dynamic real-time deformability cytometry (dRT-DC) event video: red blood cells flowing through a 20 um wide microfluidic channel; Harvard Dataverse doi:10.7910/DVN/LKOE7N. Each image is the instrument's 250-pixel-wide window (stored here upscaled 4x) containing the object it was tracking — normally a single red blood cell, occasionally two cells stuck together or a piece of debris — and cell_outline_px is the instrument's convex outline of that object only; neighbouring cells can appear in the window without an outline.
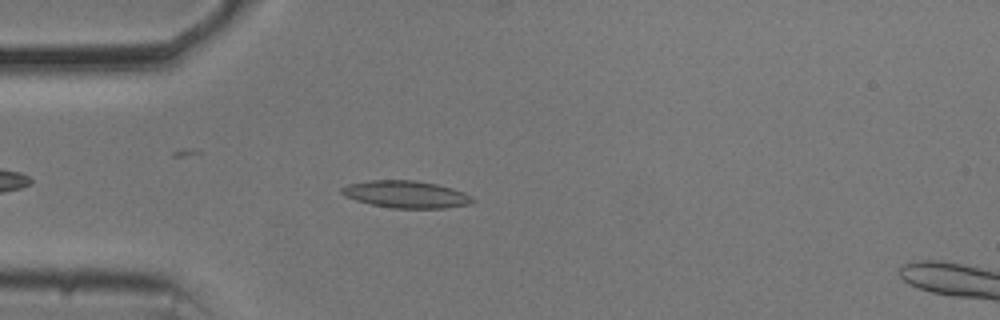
{"species": "common noctule bat (a hibernating species)", "species_latin": "Nyctalus noctula", "temperature_condition": "cold", "stored_images_in_passage": 45, "camera_frame_rate_fps": 3000, "um_per_image_px": 0.085, "animal": {"sex": "male", "body_mass_g": 20.5, "forearm_length_mm": 52.5}, "frame": {"image": 1, "passage_image": 8, "time_ms": 2.333, "image_size_px": [1000, 320], "cell_outline_px": [[476, 200], [472, 204], [444, 208], [392, 208], [372, 204], [356, 200], [344, 196], [340, 192], [340, 188], [348, 184], [368, 180], [416, 180], [436, 184], [452, 188], [464, 192], [472, 196]], "centroid_in_image_um": [34.53, 16.51], "position_along_channel_um": 50.5, "area_um2": 20.87}}
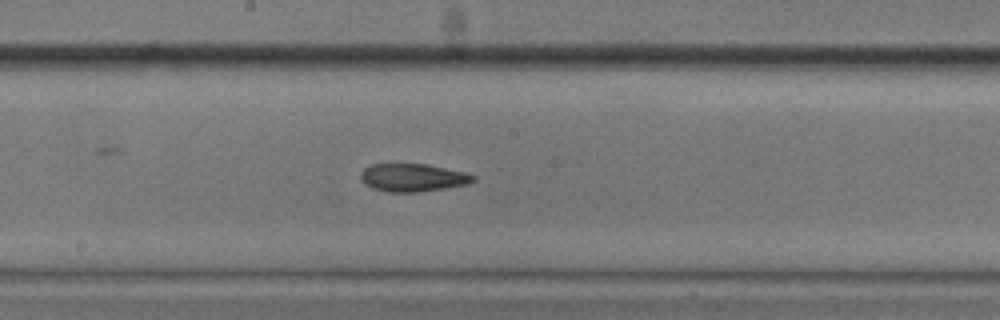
{"frame": {"image": 2, "passage_image": 22, "time_ms": 7.0, "image_size_px": [1000, 320], "cell_outline_px": [[476, 180], [468, 184], [448, 188], [420, 192], [388, 192], [372, 188], [364, 184], [360, 180], [360, 172], [368, 164], [424, 164], [464, 172], [476, 176]], "centroid_in_image_um": [35.06, 15.1], "position_along_channel_um": 213.1, "area_um2": 18.5}}
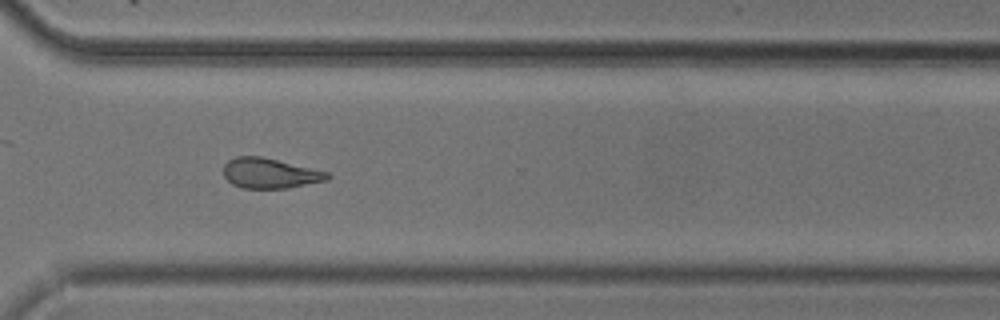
{"frame": {"image": 3, "passage_image": 33, "time_ms": 10.667, "image_size_px": [1000, 320], "cell_outline_px": [[332, 176], [328, 180], [288, 188], [244, 188], [232, 184], [224, 176], [224, 164], [228, 160], [236, 156], [260, 156], [328, 172]], "centroid_in_image_um": [22.94, 14.73], "position_along_channel_um": 347.7, "area_um2": 18.15}, "authors_computed_cell_mechanics": {"area_um2": 18.9584, "velocity_mm_per_s": 3.6883, "shape_relaxation_time_tau1_ms": 3.5289, "shape_relaxation_time_tau2_ms": 4.2244, "deformation_change_tau1": 0.1242, "deformation_change_tau2": 0.1175}}